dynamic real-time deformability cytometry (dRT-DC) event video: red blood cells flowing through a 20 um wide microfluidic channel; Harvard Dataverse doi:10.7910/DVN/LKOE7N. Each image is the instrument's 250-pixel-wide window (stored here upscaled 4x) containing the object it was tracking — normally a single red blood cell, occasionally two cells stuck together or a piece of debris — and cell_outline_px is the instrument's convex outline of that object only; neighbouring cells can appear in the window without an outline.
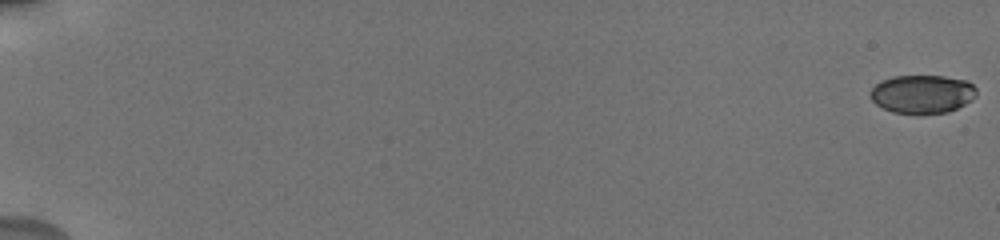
{"species": "human", "species_latin": "Homo sapiens", "temperature_condition": "cold", "stored_images_in_passage": 25, "camera_frame_rate_fps": 3000, "um_per_image_px": 0.085, "donor": {"sex": "male"}, "frame": {"image": 1, "passage_image": 1, "time_ms": 0.0, "image_size_px": [1000, 240], "cell_outline_px": [[976, 96], [972, 100], [948, 112], [924, 116], [916, 116], [892, 112], [876, 104], [868, 96], [868, 92], [880, 80], [892, 76], [944, 76], [968, 80], [976, 88]], "centroid_in_image_um": [78.37, 8.02], "position_along_channel_um": 6.6, "area_um2": 24.57}}
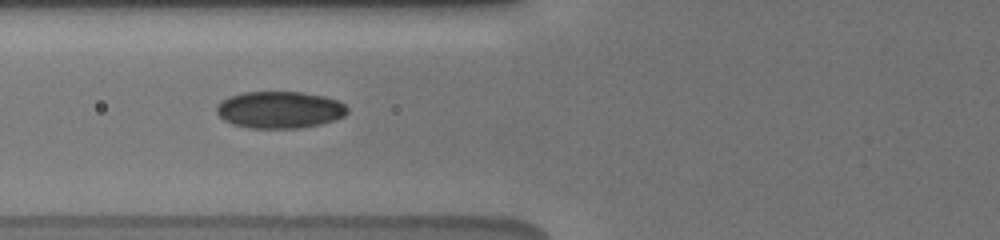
{"frame": {"image": 2, "passage_image": 17, "time_ms": 8.0, "image_size_px": [1000, 240], "cell_outline_px": [[348, 112], [344, 116], [336, 120], [320, 124], [300, 128], [248, 128], [232, 124], [224, 120], [216, 112], [216, 104], [228, 96], [244, 92], [300, 92], [324, 96], [336, 100], [344, 104], [348, 108]], "centroid_in_image_um": [23.75, 9.33], "position_along_channel_um": 102.0, "area_um2": 28.32}}
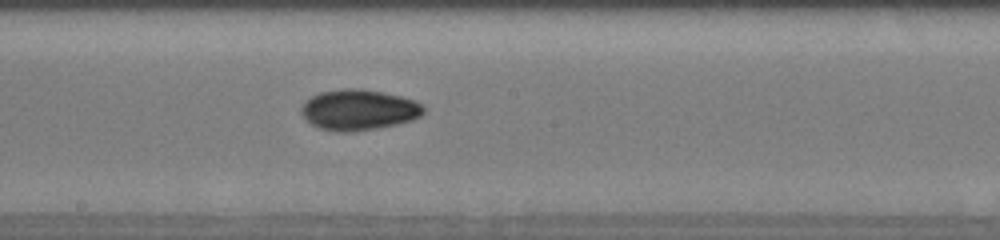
{"frame": {"image": 3, "passage_image": 25, "time_ms": 11.0, "image_size_px": [1000, 240], "cell_outline_px": [[424, 112], [420, 116], [412, 120], [396, 124], [376, 128], [352, 132], [336, 132], [320, 128], [312, 124], [300, 112], [300, 108], [312, 96], [320, 92], [344, 88], [360, 88], [400, 96], [416, 100], [424, 104]], "centroid_in_image_um": [30.51, 9.33], "position_along_channel_um": 217.7, "area_um2": 28.9}}